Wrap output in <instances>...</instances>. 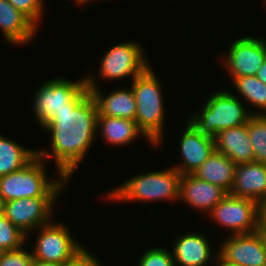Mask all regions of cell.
<instances>
[{
    "label": "cell",
    "instance_id": "obj_1",
    "mask_svg": "<svg viewBox=\"0 0 266 266\" xmlns=\"http://www.w3.org/2000/svg\"><path fill=\"white\" fill-rule=\"evenodd\" d=\"M97 108L88 93L73 109L62 110L42 126L51 135L50 149H37L44 161L53 159L57 177L72 178L97 136Z\"/></svg>",
    "mask_w": 266,
    "mask_h": 266
},
{
    "label": "cell",
    "instance_id": "obj_2",
    "mask_svg": "<svg viewBox=\"0 0 266 266\" xmlns=\"http://www.w3.org/2000/svg\"><path fill=\"white\" fill-rule=\"evenodd\" d=\"M162 83L150 66L144 73L131 80L136 100L135 121L138 128L155 145H162L165 127V100Z\"/></svg>",
    "mask_w": 266,
    "mask_h": 266
},
{
    "label": "cell",
    "instance_id": "obj_3",
    "mask_svg": "<svg viewBox=\"0 0 266 266\" xmlns=\"http://www.w3.org/2000/svg\"><path fill=\"white\" fill-rule=\"evenodd\" d=\"M181 174L173 167L140 173L105 194L106 200L130 202L179 201Z\"/></svg>",
    "mask_w": 266,
    "mask_h": 266
},
{
    "label": "cell",
    "instance_id": "obj_4",
    "mask_svg": "<svg viewBox=\"0 0 266 266\" xmlns=\"http://www.w3.org/2000/svg\"><path fill=\"white\" fill-rule=\"evenodd\" d=\"M45 163L46 161L37 155L24 168L1 176L0 200L8 202L27 197H59L70 180L64 176L54 180L50 176V180Z\"/></svg>",
    "mask_w": 266,
    "mask_h": 266
},
{
    "label": "cell",
    "instance_id": "obj_5",
    "mask_svg": "<svg viewBox=\"0 0 266 266\" xmlns=\"http://www.w3.org/2000/svg\"><path fill=\"white\" fill-rule=\"evenodd\" d=\"M229 90L220 89L206 100L202 109L187 117L201 133L214 137L218 132L246 124L253 115L252 110ZM249 110V111H248Z\"/></svg>",
    "mask_w": 266,
    "mask_h": 266
},
{
    "label": "cell",
    "instance_id": "obj_6",
    "mask_svg": "<svg viewBox=\"0 0 266 266\" xmlns=\"http://www.w3.org/2000/svg\"><path fill=\"white\" fill-rule=\"evenodd\" d=\"M86 78H53L42 83L33 97V114L42 127L53 115L73 109L87 94Z\"/></svg>",
    "mask_w": 266,
    "mask_h": 266
},
{
    "label": "cell",
    "instance_id": "obj_7",
    "mask_svg": "<svg viewBox=\"0 0 266 266\" xmlns=\"http://www.w3.org/2000/svg\"><path fill=\"white\" fill-rule=\"evenodd\" d=\"M53 221L36 229L38 234L31 251L33 259L62 265L74 259L86 247L73 238L70 228L63 222Z\"/></svg>",
    "mask_w": 266,
    "mask_h": 266
},
{
    "label": "cell",
    "instance_id": "obj_8",
    "mask_svg": "<svg viewBox=\"0 0 266 266\" xmlns=\"http://www.w3.org/2000/svg\"><path fill=\"white\" fill-rule=\"evenodd\" d=\"M99 76L105 80H124L144 73L150 66L142 46L127 40L111 47L104 53L99 65Z\"/></svg>",
    "mask_w": 266,
    "mask_h": 266
},
{
    "label": "cell",
    "instance_id": "obj_9",
    "mask_svg": "<svg viewBox=\"0 0 266 266\" xmlns=\"http://www.w3.org/2000/svg\"><path fill=\"white\" fill-rule=\"evenodd\" d=\"M58 197H32L14 199L3 202L2 213L17 228L24 232L28 239L29 233L50 223Z\"/></svg>",
    "mask_w": 266,
    "mask_h": 266
},
{
    "label": "cell",
    "instance_id": "obj_10",
    "mask_svg": "<svg viewBox=\"0 0 266 266\" xmlns=\"http://www.w3.org/2000/svg\"><path fill=\"white\" fill-rule=\"evenodd\" d=\"M223 62L231 81L236 77L254 76L266 58V39L243 36L228 46Z\"/></svg>",
    "mask_w": 266,
    "mask_h": 266
},
{
    "label": "cell",
    "instance_id": "obj_11",
    "mask_svg": "<svg viewBox=\"0 0 266 266\" xmlns=\"http://www.w3.org/2000/svg\"><path fill=\"white\" fill-rule=\"evenodd\" d=\"M257 202L233 196L230 193L208 214L217 224L229 230L231 235L257 231Z\"/></svg>",
    "mask_w": 266,
    "mask_h": 266
},
{
    "label": "cell",
    "instance_id": "obj_12",
    "mask_svg": "<svg viewBox=\"0 0 266 266\" xmlns=\"http://www.w3.org/2000/svg\"><path fill=\"white\" fill-rule=\"evenodd\" d=\"M217 252L223 259L241 266L266 265V250L262 234L258 231L247 234L229 235Z\"/></svg>",
    "mask_w": 266,
    "mask_h": 266
},
{
    "label": "cell",
    "instance_id": "obj_13",
    "mask_svg": "<svg viewBox=\"0 0 266 266\" xmlns=\"http://www.w3.org/2000/svg\"><path fill=\"white\" fill-rule=\"evenodd\" d=\"M85 78L86 87L95 101L98 115L135 120L136 100L131 87L117 88L109 94H103L93 74H86Z\"/></svg>",
    "mask_w": 266,
    "mask_h": 266
},
{
    "label": "cell",
    "instance_id": "obj_14",
    "mask_svg": "<svg viewBox=\"0 0 266 266\" xmlns=\"http://www.w3.org/2000/svg\"><path fill=\"white\" fill-rule=\"evenodd\" d=\"M185 123L186 128L178 144L182 160L172 166L181 175L192 174L215 150L213 137L201 134L188 120Z\"/></svg>",
    "mask_w": 266,
    "mask_h": 266
},
{
    "label": "cell",
    "instance_id": "obj_15",
    "mask_svg": "<svg viewBox=\"0 0 266 266\" xmlns=\"http://www.w3.org/2000/svg\"><path fill=\"white\" fill-rule=\"evenodd\" d=\"M229 193L209 182L198 179L193 174L181 175L179 201L201 213H209Z\"/></svg>",
    "mask_w": 266,
    "mask_h": 266
},
{
    "label": "cell",
    "instance_id": "obj_16",
    "mask_svg": "<svg viewBox=\"0 0 266 266\" xmlns=\"http://www.w3.org/2000/svg\"><path fill=\"white\" fill-rule=\"evenodd\" d=\"M205 235L201 232H189L174 239L171 253L175 266H207L215 261L217 253L215 256L212 254L213 245Z\"/></svg>",
    "mask_w": 266,
    "mask_h": 266
},
{
    "label": "cell",
    "instance_id": "obj_17",
    "mask_svg": "<svg viewBox=\"0 0 266 266\" xmlns=\"http://www.w3.org/2000/svg\"><path fill=\"white\" fill-rule=\"evenodd\" d=\"M230 194L257 203L266 198V164L256 161L237 164Z\"/></svg>",
    "mask_w": 266,
    "mask_h": 266
},
{
    "label": "cell",
    "instance_id": "obj_18",
    "mask_svg": "<svg viewBox=\"0 0 266 266\" xmlns=\"http://www.w3.org/2000/svg\"><path fill=\"white\" fill-rule=\"evenodd\" d=\"M0 30L7 42L20 46L34 40L38 27L8 0H0Z\"/></svg>",
    "mask_w": 266,
    "mask_h": 266
},
{
    "label": "cell",
    "instance_id": "obj_19",
    "mask_svg": "<svg viewBox=\"0 0 266 266\" xmlns=\"http://www.w3.org/2000/svg\"><path fill=\"white\" fill-rule=\"evenodd\" d=\"M213 139L215 150L229 157L234 163L254 161L247 124L220 131Z\"/></svg>",
    "mask_w": 266,
    "mask_h": 266
},
{
    "label": "cell",
    "instance_id": "obj_20",
    "mask_svg": "<svg viewBox=\"0 0 266 266\" xmlns=\"http://www.w3.org/2000/svg\"><path fill=\"white\" fill-rule=\"evenodd\" d=\"M101 133L103 140L109 144L118 146H127L132 144L135 140L145 137L151 145H155L145 136V134L138 128L135 120L126 118L110 117L105 115H98L97 118V133Z\"/></svg>",
    "mask_w": 266,
    "mask_h": 266
},
{
    "label": "cell",
    "instance_id": "obj_21",
    "mask_svg": "<svg viewBox=\"0 0 266 266\" xmlns=\"http://www.w3.org/2000/svg\"><path fill=\"white\" fill-rule=\"evenodd\" d=\"M236 165L229 157L214 150L192 174L198 179L215 184L230 193L234 183Z\"/></svg>",
    "mask_w": 266,
    "mask_h": 266
},
{
    "label": "cell",
    "instance_id": "obj_22",
    "mask_svg": "<svg viewBox=\"0 0 266 266\" xmlns=\"http://www.w3.org/2000/svg\"><path fill=\"white\" fill-rule=\"evenodd\" d=\"M37 156V150L0 134V177L24 168Z\"/></svg>",
    "mask_w": 266,
    "mask_h": 266
},
{
    "label": "cell",
    "instance_id": "obj_23",
    "mask_svg": "<svg viewBox=\"0 0 266 266\" xmlns=\"http://www.w3.org/2000/svg\"><path fill=\"white\" fill-rule=\"evenodd\" d=\"M237 95L256 109L253 114H266V84L254 76L236 77L232 80ZM259 109V110H258Z\"/></svg>",
    "mask_w": 266,
    "mask_h": 266
},
{
    "label": "cell",
    "instance_id": "obj_24",
    "mask_svg": "<svg viewBox=\"0 0 266 266\" xmlns=\"http://www.w3.org/2000/svg\"><path fill=\"white\" fill-rule=\"evenodd\" d=\"M246 124L254 161L266 164V114H253Z\"/></svg>",
    "mask_w": 266,
    "mask_h": 266
},
{
    "label": "cell",
    "instance_id": "obj_25",
    "mask_svg": "<svg viewBox=\"0 0 266 266\" xmlns=\"http://www.w3.org/2000/svg\"><path fill=\"white\" fill-rule=\"evenodd\" d=\"M28 236L3 214L0 216V252L14 251L25 246Z\"/></svg>",
    "mask_w": 266,
    "mask_h": 266
},
{
    "label": "cell",
    "instance_id": "obj_26",
    "mask_svg": "<svg viewBox=\"0 0 266 266\" xmlns=\"http://www.w3.org/2000/svg\"><path fill=\"white\" fill-rule=\"evenodd\" d=\"M137 266H175V262L170 249L156 246L144 250Z\"/></svg>",
    "mask_w": 266,
    "mask_h": 266
},
{
    "label": "cell",
    "instance_id": "obj_27",
    "mask_svg": "<svg viewBox=\"0 0 266 266\" xmlns=\"http://www.w3.org/2000/svg\"><path fill=\"white\" fill-rule=\"evenodd\" d=\"M16 9L26 15L38 28L45 10V0H8Z\"/></svg>",
    "mask_w": 266,
    "mask_h": 266
},
{
    "label": "cell",
    "instance_id": "obj_28",
    "mask_svg": "<svg viewBox=\"0 0 266 266\" xmlns=\"http://www.w3.org/2000/svg\"><path fill=\"white\" fill-rule=\"evenodd\" d=\"M23 246L14 251L0 252V266H31L33 255Z\"/></svg>",
    "mask_w": 266,
    "mask_h": 266
},
{
    "label": "cell",
    "instance_id": "obj_29",
    "mask_svg": "<svg viewBox=\"0 0 266 266\" xmlns=\"http://www.w3.org/2000/svg\"><path fill=\"white\" fill-rule=\"evenodd\" d=\"M61 266H104L102 262L97 259L86 248L79 253L74 259L62 264Z\"/></svg>",
    "mask_w": 266,
    "mask_h": 266
},
{
    "label": "cell",
    "instance_id": "obj_30",
    "mask_svg": "<svg viewBox=\"0 0 266 266\" xmlns=\"http://www.w3.org/2000/svg\"><path fill=\"white\" fill-rule=\"evenodd\" d=\"M257 231L266 236V198L257 203Z\"/></svg>",
    "mask_w": 266,
    "mask_h": 266
},
{
    "label": "cell",
    "instance_id": "obj_31",
    "mask_svg": "<svg viewBox=\"0 0 266 266\" xmlns=\"http://www.w3.org/2000/svg\"><path fill=\"white\" fill-rule=\"evenodd\" d=\"M214 262L215 263H212V266H241L240 264L232 263L223 259L218 253Z\"/></svg>",
    "mask_w": 266,
    "mask_h": 266
},
{
    "label": "cell",
    "instance_id": "obj_32",
    "mask_svg": "<svg viewBox=\"0 0 266 266\" xmlns=\"http://www.w3.org/2000/svg\"><path fill=\"white\" fill-rule=\"evenodd\" d=\"M255 76L266 84V58Z\"/></svg>",
    "mask_w": 266,
    "mask_h": 266
},
{
    "label": "cell",
    "instance_id": "obj_33",
    "mask_svg": "<svg viewBox=\"0 0 266 266\" xmlns=\"http://www.w3.org/2000/svg\"><path fill=\"white\" fill-rule=\"evenodd\" d=\"M31 266H61V264L57 263H51V262H45V261H40L33 259Z\"/></svg>",
    "mask_w": 266,
    "mask_h": 266
},
{
    "label": "cell",
    "instance_id": "obj_34",
    "mask_svg": "<svg viewBox=\"0 0 266 266\" xmlns=\"http://www.w3.org/2000/svg\"><path fill=\"white\" fill-rule=\"evenodd\" d=\"M94 0H74V2H75V4H79L80 6L81 5H86V4H88V3H90V2H93Z\"/></svg>",
    "mask_w": 266,
    "mask_h": 266
},
{
    "label": "cell",
    "instance_id": "obj_35",
    "mask_svg": "<svg viewBox=\"0 0 266 266\" xmlns=\"http://www.w3.org/2000/svg\"><path fill=\"white\" fill-rule=\"evenodd\" d=\"M2 209H3V202L0 200V216L3 214Z\"/></svg>",
    "mask_w": 266,
    "mask_h": 266
},
{
    "label": "cell",
    "instance_id": "obj_36",
    "mask_svg": "<svg viewBox=\"0 0 266 266\" xmlns=\"http://www.w3.org/2000/svg\"><path fill=\"white\" fill-rule=\"evenodd\" d=\"M262 237H263L264 247H265V250H266V236L265 235H262Z\"/></svg>",
    "mask_w": 266,
    "mask_h": 266
}]
</instances>
